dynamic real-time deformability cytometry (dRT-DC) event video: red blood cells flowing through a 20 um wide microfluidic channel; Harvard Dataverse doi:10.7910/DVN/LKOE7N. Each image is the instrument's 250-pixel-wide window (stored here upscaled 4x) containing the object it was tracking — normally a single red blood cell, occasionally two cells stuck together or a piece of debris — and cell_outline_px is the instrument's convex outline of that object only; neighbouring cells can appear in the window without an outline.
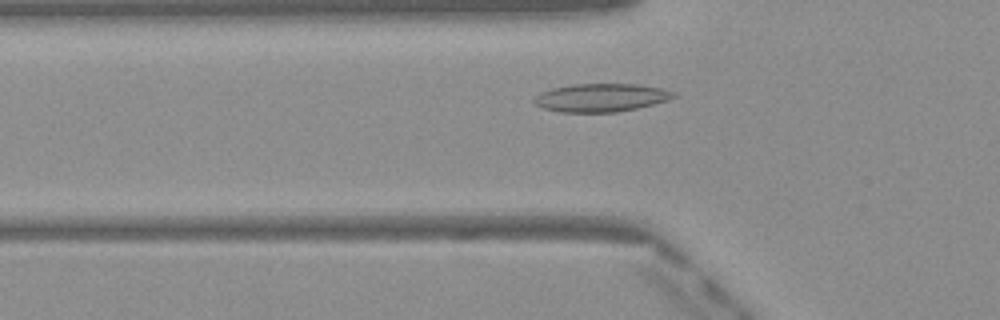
{"species": "Egyptian fruit bat (a non-hibernating species)", "species_latin": "Rousettus aegyptiacus", "temperature_condition": "warm", "stored_images_in_passage": 34, "camera_frame_rate_fps": 3000, "um_per_image_px": 0.085, "frame": {"image": 1, "passage_image": 4, "time_ms": 1.0, "image_size_px": [1000, 320], "cell_outline_px": [[680, 96], [668, 100], [636, 108], [616, 112], [560, 112], [540, 108], [532, 104], [532, 100], [540, 92], [552, 88], [572, 84], [636, 84], [660, 88], [676, 92]], "centroid_in_image_um": [51.05, 8.3], "position_along_channel_um": 74.7, "area_um2": 23.12}}
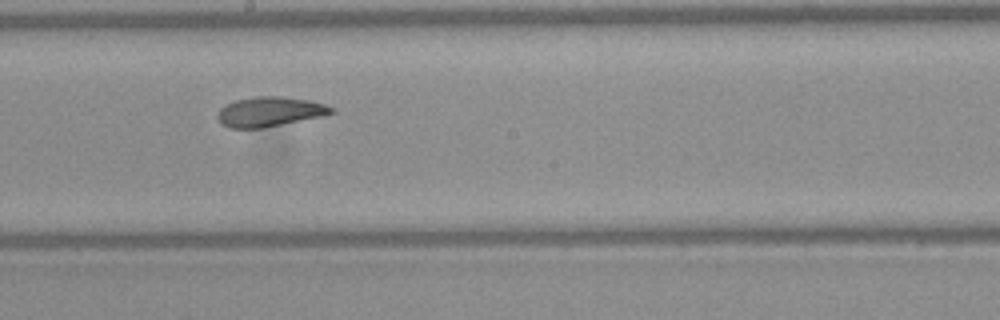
{"frame": {"image": 2, "passage_image": 15, "time_ms": 4.667, "image_size_px": [1000, 320], "cell_outline_px": [[336, 112], [324, 116], [260, 128], [228, 128], [220, 124], [216, 116], [220, 108], [236, 100], [256, 96], [280, 96], [308, 100], [324, 104], [332, 108]], "centroid_in_image_um": [22.9, 9.5], "position_along_channel_um": 225.3, "area_um2": 19.65}}
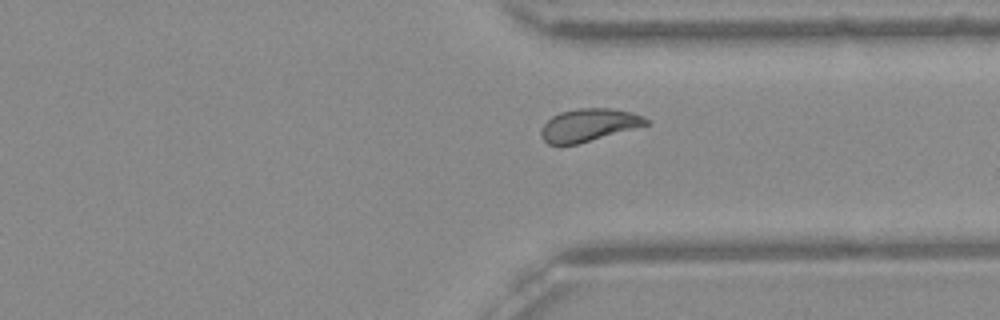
{"frame": {"image": 3, "passage_image": 25, "time_ms": 8.0, "image_size_px": [1000, 320], "cell_outline_px": [[652, 120], [648, 124], [576, 144], [548, 144], [540, 136], [540, 128], [552, 116], [560, 112], [580, 108], [608, 108], [632, 112], [644, 116]], "centroid_in_image_um": [50.03, 10.61], "position_along_channel_um": 361.4, "area_um2": 19.77}, "authors_computed_cell_mechanics": {"area_um2": 20.4323, "velocity_mm_per_s": 4.079, "shape_relaxation_time_tau1_ms": 6.137, "shape_relaxation_time_tau2_ms": 1.7535, "deformation_change_tau1": 0.1613, "deformation_change_tau2": 0.067}}